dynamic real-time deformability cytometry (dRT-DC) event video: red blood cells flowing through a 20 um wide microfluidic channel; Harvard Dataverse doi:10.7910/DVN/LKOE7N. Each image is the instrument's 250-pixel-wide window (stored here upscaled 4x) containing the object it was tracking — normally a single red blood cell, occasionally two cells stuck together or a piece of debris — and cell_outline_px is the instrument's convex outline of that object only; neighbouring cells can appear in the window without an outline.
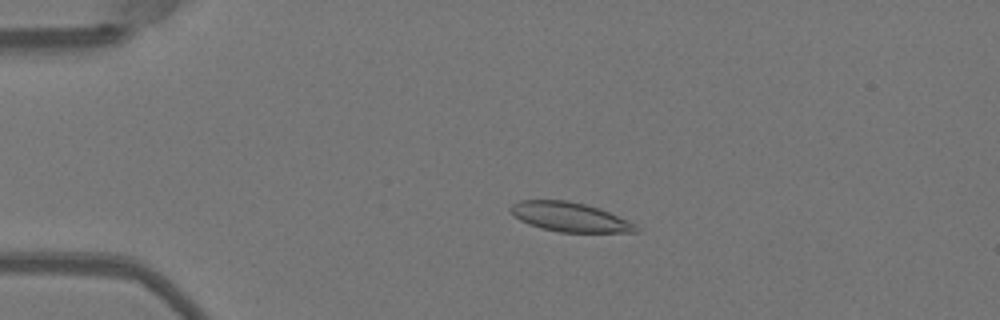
{"species": "Egyptian fruit bat (a non-hibernating species)", "species_latin": "Rousettus aegyptiacus", "temperature_condition": "warm", "stored_images_in_passage": 51, "camera_frame_rate_fps": 3000, "um_per_image_px": 0.085, "animal": {"sex": "female"}, "frame": {"image": 1, "passage_image": 11, "time_ms": 3.333, "image_size_px": [1000, 320], "cell_outline_px": [[640, 232], [560, 232], [540, 228], [528, 224], [520, 220], [508, 208], [512, 204], [520, 200], [568, 200], [600, 208], [628, 220], [636, 224], [640, 228]], "centroid_in_image_um": [48.46, 18.44], "position_along_channel_um": 36.5, "area_um2": 21.5}}
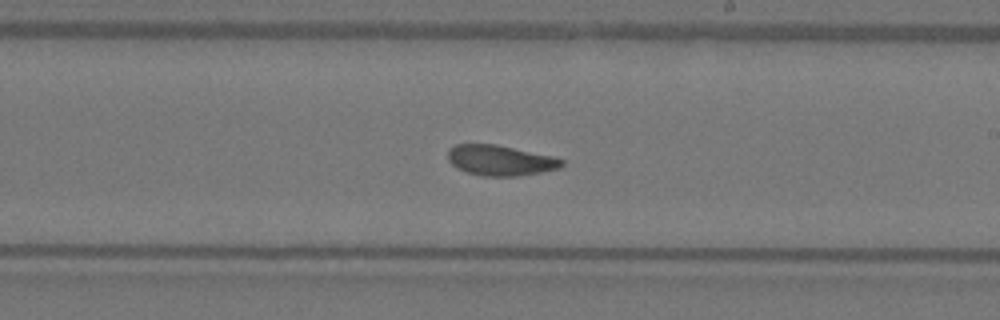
{"frame": {"image": 2, "passage_image": 30, "time_ms": 9.667, "image_size_px": [1000, 320], "cell_outline_px": [[564, 164], [560, 168], [540, 172], [516, 176], [484, 176], [468, 172], [456, 168], [448, 160], [448, 148], [456, 144], [496, 144], [552, 156], [564, 160]], "centroid_in_image_um": [42.51, 13.62], "position_along_channel_um": 246.5, "area_um2": 20.11}}
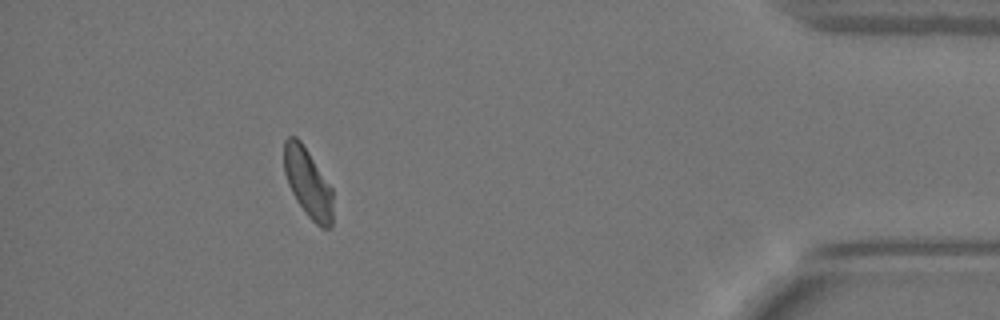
{"frame": {"image": 3, "passage_image": 46, "time_ms": 15.0, "image_size_px": [1000, 320], "cell_outline_px": [[332, 224], [328, 228], [320, 228], [308, 216], [296, 200], [288, 184], [284, 172], [284, 140], [288, 136], [296, 136], [300, 140], [332, 188]], "centroid_in_image_um": [26.16, 15.54], "position_along_channel_um": 409.0, "area_um2": 19.48}, "authors_computed_cell_mechanics": {"area_um2": 20.808, "velocity_mm_per_s": 3.9909, "shape_relaxation_time_tau1_ms": null, "shape_relaxation_time_tau2_ms": 2.4783, "deformation_change_tau1": null, "deformation_change_tau2": 0.0659}}